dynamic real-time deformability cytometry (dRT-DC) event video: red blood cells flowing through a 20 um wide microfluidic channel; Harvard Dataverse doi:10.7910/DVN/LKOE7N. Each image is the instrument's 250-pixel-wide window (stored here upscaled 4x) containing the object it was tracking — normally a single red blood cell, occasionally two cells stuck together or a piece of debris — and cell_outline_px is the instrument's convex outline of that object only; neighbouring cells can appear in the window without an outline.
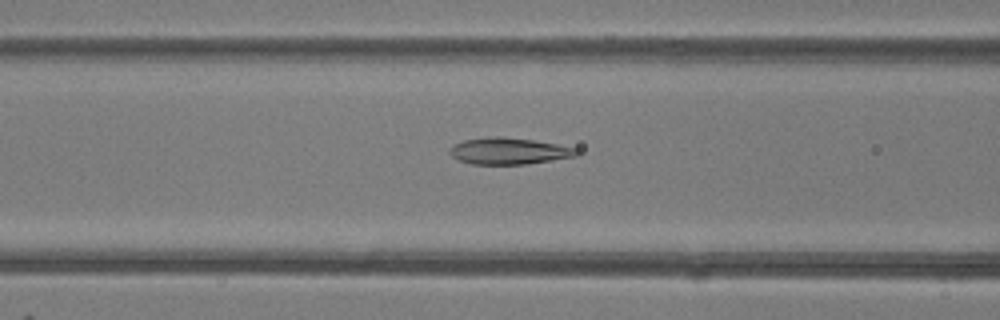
{"species": "common noctule bat (a hibernating species)", "species_latin": "Nyctalus noctula", "temperature_condition": "room temperature", "stored_images_in_passage": 41, "camera_frame_rate_fps": 3000, "um_per_image_px": 0.085, "animal": {"sex": "female"}, "frame": {"image": 1, "passage_image": 17, "time_ms": 5.333, "image_size_px": [1000, 320], "cell_outline_px": [[580, 152], [576, 156], [552, 160], [524, 164], [472, 164], [460, 160], [452, 156], [448, 152], [448, 148], [452, 144], [464, 140], [496, 136], [500, 136], [532, 140], [580, 148]], "centroid_in_image_um": [43.25, 12.83], "position_along_channel_um": 123.3, "area_um2": 19.65}}
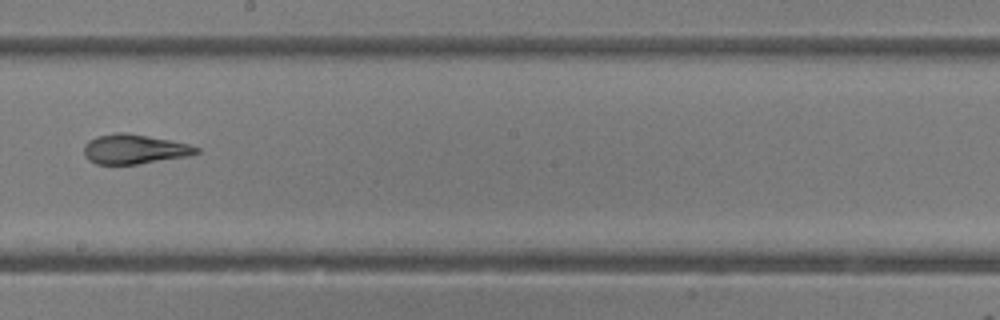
{"frame": {"image": 2, "passage_image": 25, "time_ms": 8.0, "image_size_px": [1000, 320], "cell_outline_px": [[200, 152], [188, 156], [136, 164], [96, 164], [88, 160], [84, 156], [84, 144], [88, 140], [96, 136], [116, 132], [124, 132], [168, 140], [188, 144], [200, 148]], "centroid_in_image_um": [11.37, 12.68], "position_along_channel_um": 236.8, "area_um2": 19.31}}
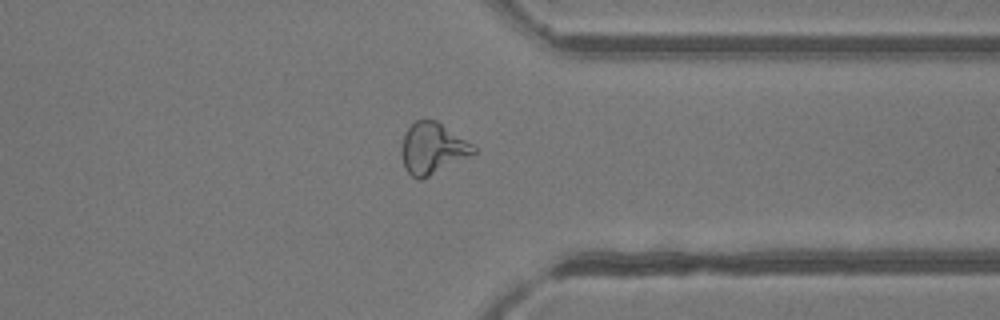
{"frame": {"image": 3, "passage_image": 35, "time_ms": 11.333, "image_size_px": [1000, 320], "cell_outline_px": [[476, 152], [472, 156], [420, 180], [416, 180], [404, 168], [400, 156], [400, 148], [404, 132], [416, 120], [436, 120], [472, 144], [476, 148]], "centroid_in_image_um": [36.73, 12.63], "position_along_channel_um": 374.7, "area_um2": 21.68}, "authors_computed_cell_mechanics": {"area_um2": 20.5768, "velocity_mm_per_s": 4.2511, "shape_relaxation_time_tau1_ms": 7.7851, "shape_relaxation_time_tau2_ms": 1.4848, "deformation_change_tau1": 0.2419, "deformation_change_tau2": 0.0965}}